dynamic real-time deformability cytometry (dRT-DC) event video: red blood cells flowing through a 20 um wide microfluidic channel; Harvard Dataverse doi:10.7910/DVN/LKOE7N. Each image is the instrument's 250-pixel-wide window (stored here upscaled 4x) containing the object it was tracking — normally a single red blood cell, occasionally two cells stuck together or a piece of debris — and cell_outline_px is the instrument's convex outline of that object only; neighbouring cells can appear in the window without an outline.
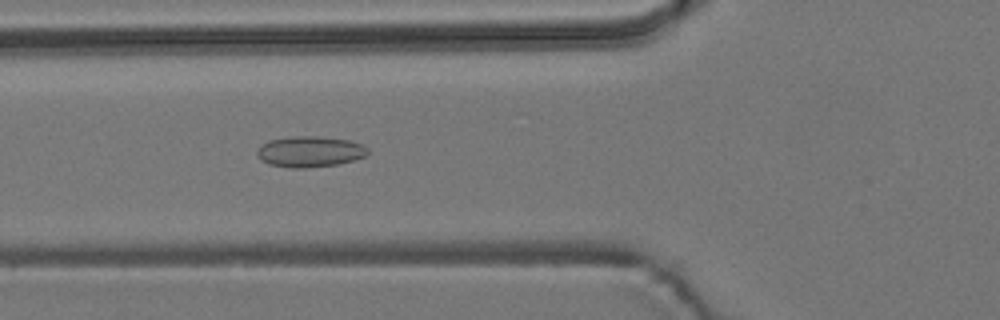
{"species": "common noctule bat (a hibernating species)", "species_latin": "Nyctalus noctula", "temperature_condition": "room temperature", "stored_images_in_passage": 47, "camera_frame_rate_fps": 3000, "um_per_image_px": 0.085, "animal": {"sex": "male", "body_mass_g": 19.2, "forearm_length_mm": 51.8}, "frame": {"image": 1, "passage_image": 12, "time_ms": 3.667, "image_size_px": [1000, 320], "cell_outline_px": [[368, 152], [364, 156], [352, 160], [336, 164], [304, 168], [292, 168], [268, 164], [260, 160], [256, 156], [256, 152], [260, 144], [268, 140], [292, 136], [316, 136], [348, 140], [360, 144], [368, 148]], "centroid_in_image_um": [26.25, 12.88], "position_along_channel_um": 99.5, "area_um2": 19.88}}
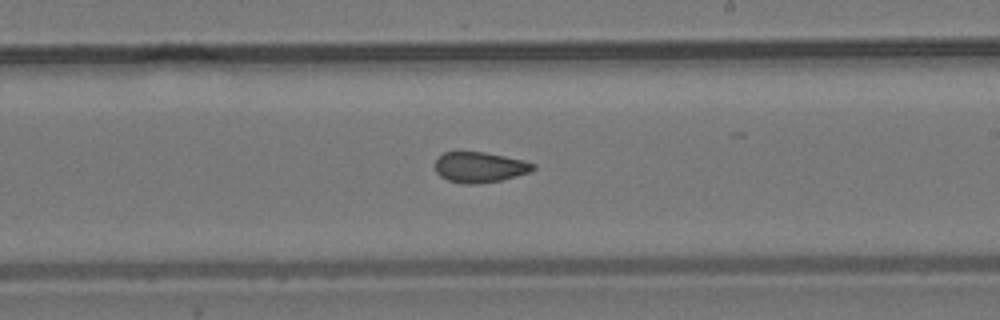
{"frame": {"image": 2, "passage_image": 24, "time_ms": 7.667, "image_size_px": [1000, 320], "cell_outline_px": [[536, 168], [532, 172], [500, 180], [472, 184], [464, 184], [448, 180], [440, 176], [436, 172], [436, 160], [444, 152], [484, 152], [524, 160], [536, 164]], "centroid_in_image_um": [40.81, 14.21], "position_along_channel_um": 248.2, "area_um2": 17.34}}
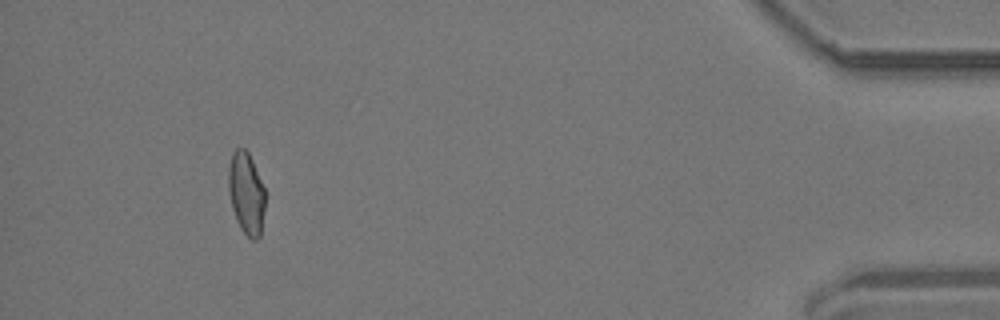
{"frame": {"image": 3, "passage_image": 43, "time_ms": 14.0, "image_size_px": [1000, 320], "cell_outline_px": [[264, 208], [260, 236], [256, 240], [252, 240], [240, 228], [236, 220], [232, 208], [228, 188], [228, 168], [232, 152], [236, 148], [244, 148], [248, 152], [252, 160], [264, 188]], "centroid_in_image_um": [20.91, 16.42], "position_along_channel_um": 414.3, "area_um2": 17.46}, "authors_computed_cell_mechanics": {"area_um2": 18.1492, "velocity_mm_per_s": 3.7061, "shape_relaxation_time_tau1_ms": null, "shape_relaxation_time_tau2_ms": 1.9767, "deformation_change_tau1": null, "deformation_change_tau2": 0.0846}}